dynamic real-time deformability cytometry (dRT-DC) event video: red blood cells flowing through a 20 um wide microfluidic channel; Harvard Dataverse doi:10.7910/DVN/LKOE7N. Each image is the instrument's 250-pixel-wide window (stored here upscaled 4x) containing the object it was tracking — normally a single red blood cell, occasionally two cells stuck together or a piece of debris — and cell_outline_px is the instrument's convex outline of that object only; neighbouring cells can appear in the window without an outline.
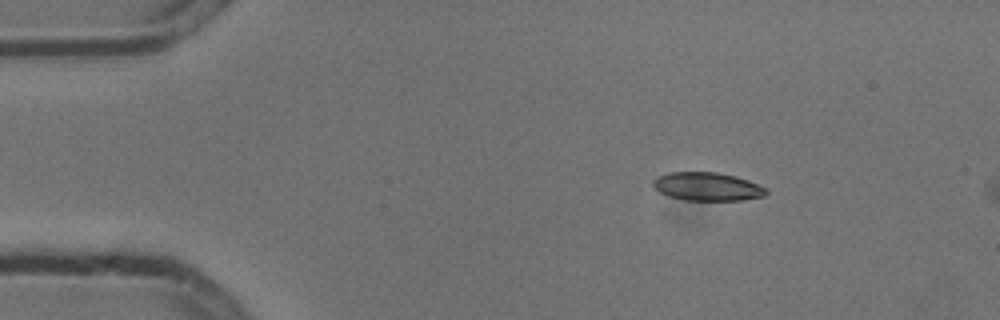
{"species": "common noctule bat (a hibernating species)", "species_latin": "Nyctalus noctula", "temperature_condition": "cold", "stored_images_in_passage": 2, "camera_frame_rate_fps": 3000, "um_per_image_px": 0.085, "animal": {"sex": "male", "body_mass_g": 13.3}, "frame": {"image": 1, "passage_image": 1, "time_ms": 0.0, "image_size_px": [1000, 320], "cell_outline_px": [[768, 192], [764, 196], [740, 200], [684, 200], [668, 196], [660, 192], [652, 184], [652, 180], [656, 176], [668, 172], [716, 172], [736, 176], [748, 180], [768, 188]], "centroid_in_image_um": [60.11, 15.85], "position_along_channel_um": 24.9, "area_um2": 18.79}}